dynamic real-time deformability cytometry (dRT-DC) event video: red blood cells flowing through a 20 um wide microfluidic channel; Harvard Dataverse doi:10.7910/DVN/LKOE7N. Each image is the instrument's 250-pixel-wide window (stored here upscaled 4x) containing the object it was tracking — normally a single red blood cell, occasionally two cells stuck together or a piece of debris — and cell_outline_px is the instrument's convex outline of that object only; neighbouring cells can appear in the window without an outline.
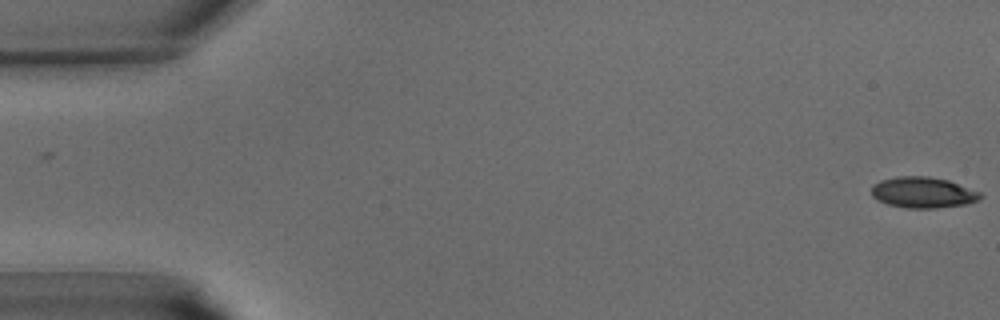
{"species": "common noctule bat (a hibernating species)", "species_latin": "Nyctalus noctula", "temperature_condition": "warm", "stored_images_in_passage": 42, "camera_frame_rate_fps": 3000, "um_per_image_px": 0.085, "animal": {"sex": "male", "body_mass_g": 15.6}, "frame": {"image": 1, "passage_image": 1, "time_ms": 0.0, "image_size_px": [1000, 320], "cell_outline_px": [[984, 196], [980, 200], [964, 204], [936, 208], [908, 208], [888, 204], [872, 196], [872, 184], [880, 180], [896, 176], [928, 176], [948, 180], [980, 192]], "centroid_in_image_um": [78.46, 16.35], "position_along_channel_um": 6.5, "area_um2": 19.59}}
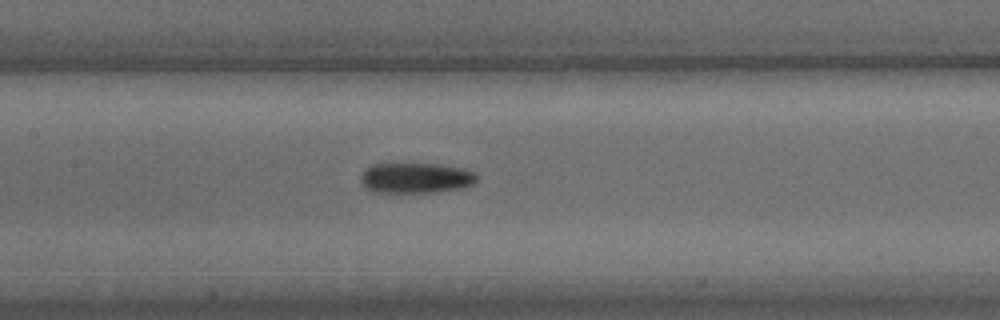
{"frame": {"image": 2, "passage_image": 20, "time_ms": 6.333, "image_size_px": [1000, 320], "cell_outline_px": [[476, 180], [472, 184], [460, 188], [428, 192], [372, 192], [364, 188], [360, 184], [360, 176], [364, 168], [372, 164], [440, 164], [464, 168], [476, 172]], "centroid_in_image_um": [35.28, 15.11], "position_along_channel_um": 172.1, "area_um2": 20.69}}
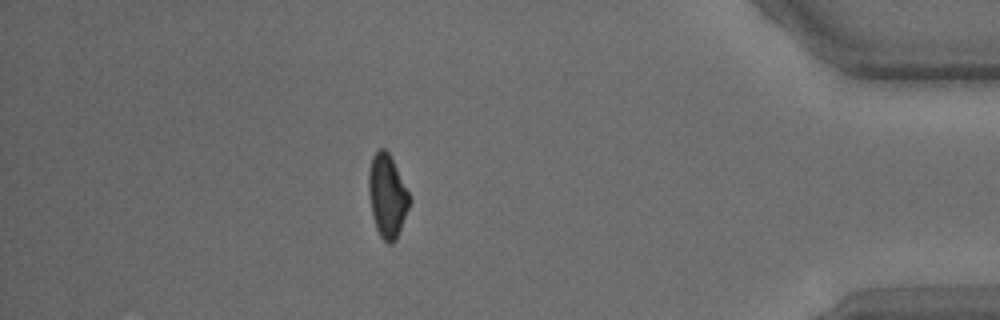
{"frame": {"image": 3, "passage_image": 37, "time_ms": 12.0, "image_size_px": [1000, 320], "cell_outline_px": [[412, 200], [396, 240], [392, 244], [388, 244], [380, 236], [376, 228], [372, 216], [368, 192], [368, 172], [372, 156], [380, 148], [384, 148], [388, 152]], "centroid_in_image_um": [32.9, 16.68], "position_along_channel_um": 402.3, "area_um2": 19.71}}